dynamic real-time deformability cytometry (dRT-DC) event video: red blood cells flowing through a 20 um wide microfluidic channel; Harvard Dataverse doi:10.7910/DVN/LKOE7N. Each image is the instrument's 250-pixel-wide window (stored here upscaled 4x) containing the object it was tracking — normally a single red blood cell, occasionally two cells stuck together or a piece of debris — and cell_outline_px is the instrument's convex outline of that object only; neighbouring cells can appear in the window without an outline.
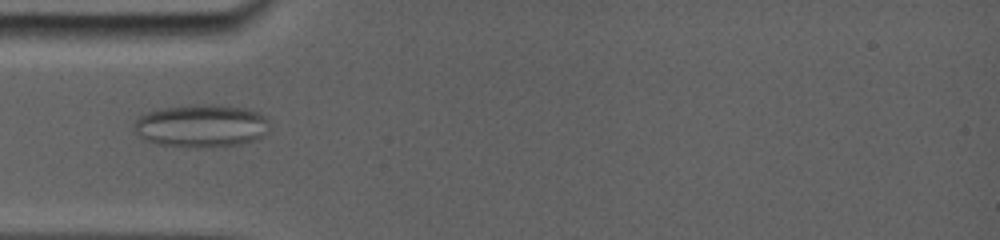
{"species": "common noctule bat (a hibernating species)", "species_latin": "Nyctalus noctula", "temperature_condition": "room temperature", "stored_images_in_passage": 23, "camera_frame_rate_fps": 5000, "um_per_image_px": 0.085, "animal": {"sex": "female", "body_mass_g": 19.0, "forearm_length_mm": 56.7}, "frame": {"image": 1, "passage_image": 7, "time_ms": 4.8, "image_size_px": [1000, 240], "cell_outline_px": [[264, 120], [256, 136], [248, 140], [232, 144], [164, 144], [152, 140], [144, 136], [136, 128], [136, 120], [140, 116], [148, 112], [164, 108], [196, 104], [220, 104], [244, 108], [256, 112], [264, 116]], "centroid_in_image_um": [17.03, 10.59], "position_along_channel_um": 68.0, "area_um2": 30.69}}
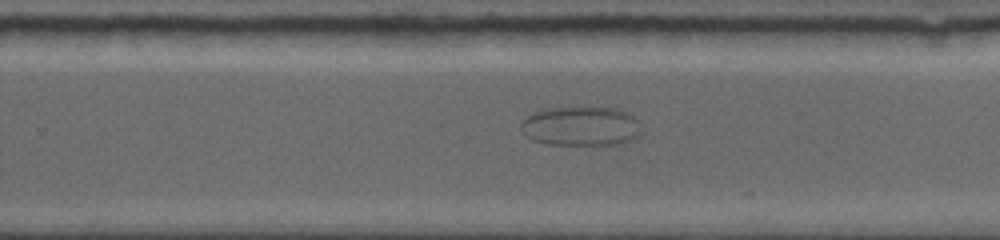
{"frame": {"image": 2, "passage_image": 15, "time_ms": 11.0, "image_size_px": [1000, 240], "cell_outline_px": [[640, 132], [636, 136], [620, 144], [548, 144], [532, 140], [524, 136], [520, 128], [520, 124], [528, 116], [536, 112], [552, 108], [612, 108], [624, 112], [632, 116], [636, 120]], "centroid_in_image_um": [49.31, 10.74], "position_along_channel_um": 280.5, "area_um2": 26.93}}